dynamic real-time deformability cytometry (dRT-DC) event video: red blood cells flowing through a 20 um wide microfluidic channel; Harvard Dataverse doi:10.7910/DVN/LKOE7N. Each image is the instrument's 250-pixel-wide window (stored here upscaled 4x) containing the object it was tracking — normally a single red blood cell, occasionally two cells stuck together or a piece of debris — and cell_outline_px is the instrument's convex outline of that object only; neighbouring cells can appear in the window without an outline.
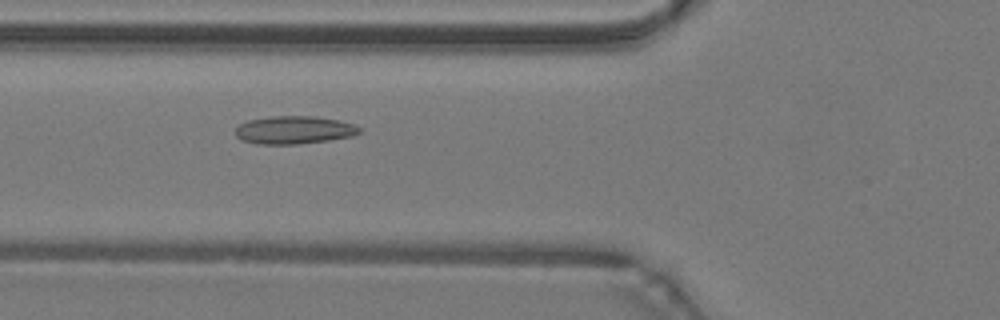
{"species": "common noctule bat (a hibernating species)", "species_latin": "Nyctalus noctula", "temperature_condition": "warm", "stored_images_in_passage": 49, "camera_frame_rate_fps": 3000, "um_per_image_px": 0.085, "animal": {"sex": "male", "body_mass_g": 19.2, "forearm_length_mm": 51.8}, "frame": {"image": 1, "passage_image": 19, "time_ms": 6.0, "image_size_px": [1000, 320], "cell_outline_px": [[364, 132], [352, 136], [328, 140], [300, 144], [256, 144], [240, 140], [236, 136], [236, 128], [240, 124], [248, 120], [268, 116], [316, 116], [356, 124]], "centroid_in_image_um": [25.01, 11.05], "position_along_channel_um": 100.8, "area_um2": 20.4}}
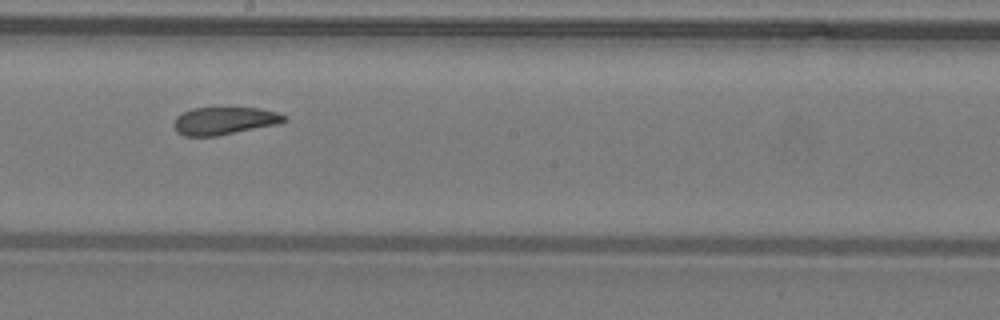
{"frame": {"image": 2, "passage_image": 28, "time_ms": 9.0, "image_size_px": [1000, 320], "cell_outline_px": [[288, 120], [280, 124], [216, 136], [184, 136], [176, 132], [172, 124], [176, 116], [192, 108], [260, 108], [276, 112], [288, 116]], "centroid_in_image_um": [19.08, 10.27], "position_along_channel_um": 229.1, "area_um2": 17.98}}
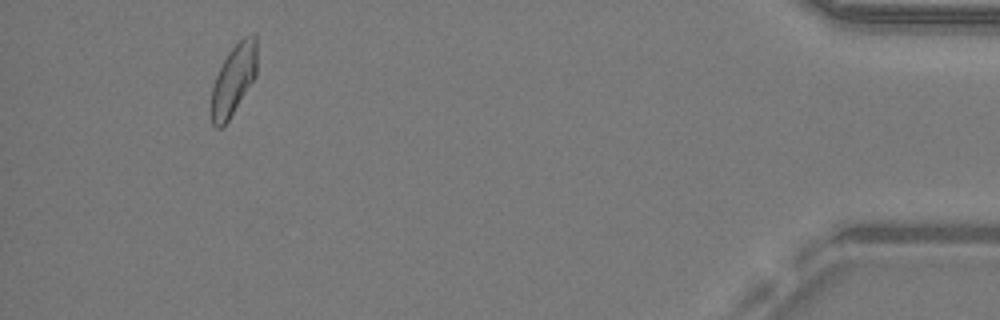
{"frame": {"image": 3, "passage_image": 46, "time_ms": 15.0, "image_size_px": [1000, 320], "cell_outline_px": [[256, 76], [228, 120], [220, 128], [216, 128], [212, 124], [212, 84], [228, 52], [244, 36], [252, 32], [256, 36]], "centroid_in_image_um": [19.86, 6.74], "position_along_channel_um": 415.3, "area_um2": 18.44}, "authors_computed_cell_mechanics": {"area_um2": 19.363, "velocity_mm_per_s": 4.2702, "shape_relaxation_time_tau1_ms": null, "shape_relaxation_time_tau2_ms": 3.7927, "deformation_change_tau1": null, "deformation_change_tau2": 0.0894}}